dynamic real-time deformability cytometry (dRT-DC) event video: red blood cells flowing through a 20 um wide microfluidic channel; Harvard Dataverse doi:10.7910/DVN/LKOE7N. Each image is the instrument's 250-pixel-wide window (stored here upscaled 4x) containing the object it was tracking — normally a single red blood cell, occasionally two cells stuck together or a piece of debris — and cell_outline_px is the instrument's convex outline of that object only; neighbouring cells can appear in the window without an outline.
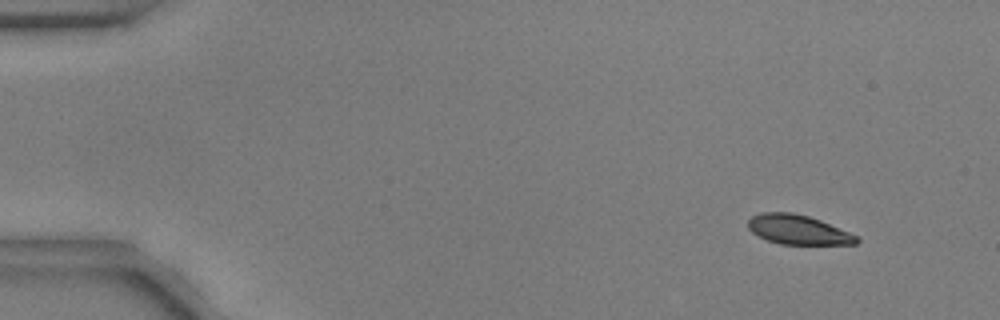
{"species": "common noctule bat (a hibernating species)", "species_latin": "Nyctalus noctula", "temperature_condition": "warm", "stored_images_in_passage": 8, "camera_frame_rate_fps": 3000, "um_per_image_px": 0.085, "animal": {"sex": "male", "body_mass_g": 17.9, "forearm_length_mm": 54.2}, "frame": {"image": 1, "passage_image": 5, "time_ms": 1.333, "image_size_px": [1000, 320], "cell_outline_px": [[860, 240], [856, 244], [780, 244], [768, 240], [752, 232], [748, 228], [748, 220], [752, 216], [760, 212], [792, 212], [808, 216], [820, 220], [848, 232], [856, 236]], "centroid_in_image_um": [67.8, 19.51], "position_along_channel_um": 17.2, "area_um2": 18.44}}